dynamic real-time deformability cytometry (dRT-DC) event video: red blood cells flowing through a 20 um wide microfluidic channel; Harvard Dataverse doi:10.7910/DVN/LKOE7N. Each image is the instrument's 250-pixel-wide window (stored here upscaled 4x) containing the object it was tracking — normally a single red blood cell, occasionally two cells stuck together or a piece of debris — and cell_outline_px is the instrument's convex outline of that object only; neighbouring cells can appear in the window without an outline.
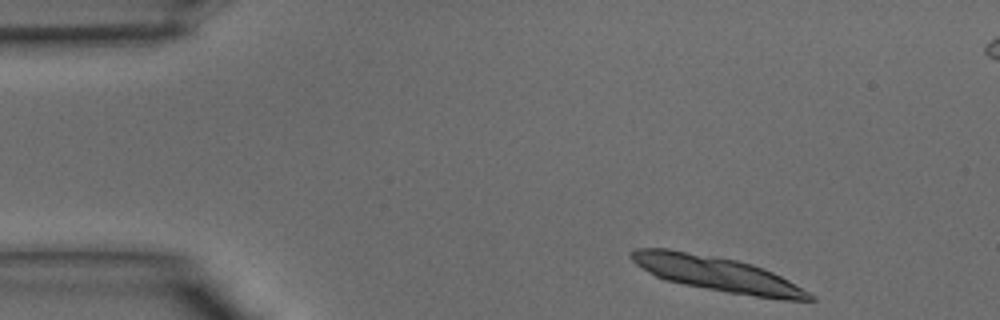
{"species": "common noctule bat (a hibernating species)", "species_latin": "Nyctalus noctula", "temperature_condition": "warm", "stored_images_in_passage": 10, "camera_frame_rate_fps": 3000, "um_per_image_px": 0.085, "animal": {"sex": "male", "body_mass_g": 15.6}, "frame": {"image": 1, "passage_image": 1, "time_ms": 0.0, "image_size_px": [1000, 320], "cell_outline_px": [[816, 300], [784, 300], [728, 292], [684, 284], [668, 280], [656, 276], [648, 272], [636, 264], [628, 256], [628, 252], [636, 248], [668, 248], [736, 260], [752, 264], [772, 272], [788, 280], [816, 296]], "centroid_in_image_um": [60.93, 23.27], "position_along_channel_um": 24.1, "area_um2": 35.72}}